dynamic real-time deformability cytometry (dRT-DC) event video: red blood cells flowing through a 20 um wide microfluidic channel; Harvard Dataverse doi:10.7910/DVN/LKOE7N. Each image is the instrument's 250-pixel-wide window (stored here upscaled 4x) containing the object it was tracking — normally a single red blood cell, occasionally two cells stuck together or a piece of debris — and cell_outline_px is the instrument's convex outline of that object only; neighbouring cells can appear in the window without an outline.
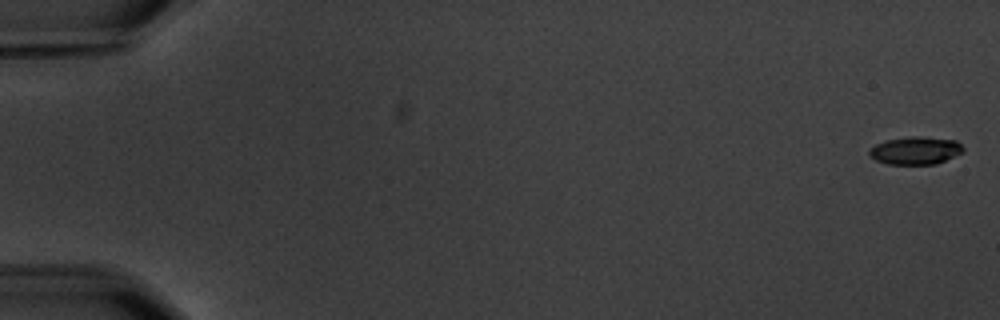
{"species": "common noctule bat (a hibernating species)", "species_latin": "Nyctalus noctula", "temperature_condition": "warm", "stored_images_in_passage": 7, "camera_frame_rate_fps": 3000, "um_per_image_px": 0.085, "animal": {"sex": "male", "body_mass_g": 20.1, "forearm_length_mm": 53.5}, "frame": {"image": 1, "passage_image": 1, "time_ms": 0.0, "image_size_px": [1000, 320], "cell_outline_px": [[964, 148], [960, 152], [936, 164], [888, 164], [876, 160], [868, 152], [876, 144], [888, 140], [912, 136], [920, 136], [956, 140]], "centroid_in_image_um": [77.81, 12.79], "position_along_channel_um": 7.2, "area_um2": 14.8}}
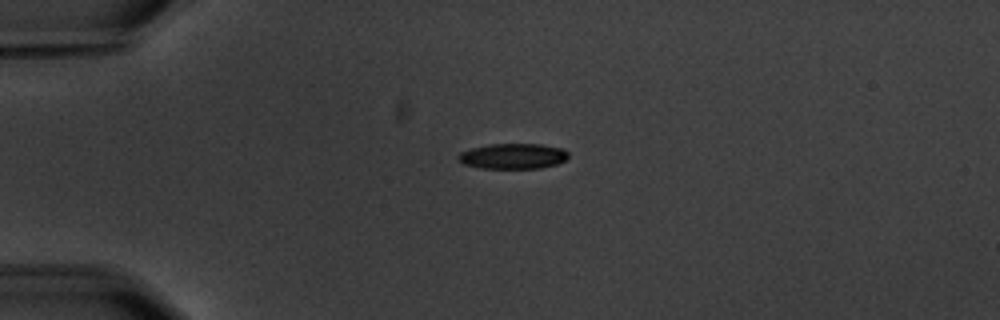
{"frame": {"image": 2, "passage_image": 5, "time_ms": 4.667, "image_size_px": [1000, 320], "cell_outline_px": [[568, 156], [564, 160], [556, 164], [540, 168], [480, 168], [464, 164], [456, 156], [460, 152], [472, 148], [488, 144], [540, 144], [564, 148], [568, 152]], "centroid_in_image_um": [43.6, 13.26], "position_along_channel_um": 41.4, "area_um2": 16.3}}